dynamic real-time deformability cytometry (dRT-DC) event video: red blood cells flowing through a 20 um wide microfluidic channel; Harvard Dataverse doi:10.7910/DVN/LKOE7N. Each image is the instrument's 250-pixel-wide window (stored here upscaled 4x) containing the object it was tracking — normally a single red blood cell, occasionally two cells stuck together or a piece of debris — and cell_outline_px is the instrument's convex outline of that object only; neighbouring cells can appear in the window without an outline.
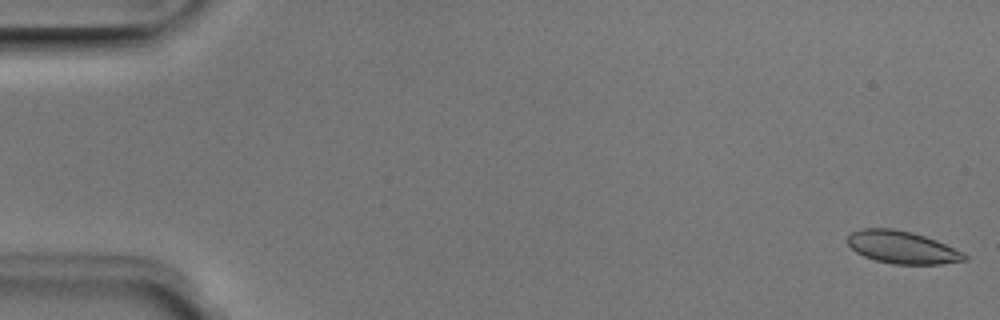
{"species": "Egyptian fruit bat (a non-hibernating species)", "species_latin": "Rousettus aegyptiacus", "temperature_condition": "room temperature", "stored_images_in_passage": 51, "camera_frame_rate_fps": 3000, "um_per_image_px": 0.085, "animal": {"sex": "male"}, "frame": {"image": 1, "passage_image": 1, "time_ms": 0.0, "image_size_px": [1000, 320], "cell_outline_px": [[968, 260], [940, 264], [892, 264], [876, 260], [864, 256], [856, 252], [848, 244], [848, 236], [852, 232], [864, 228], [892, 228], [912, 232], [936, 240], [964, 252], [968, 256]], "centroid_in_image_um": [76.71, 21.02], "position_along_channel_um": 8.3, "area_um2": 22.14}}
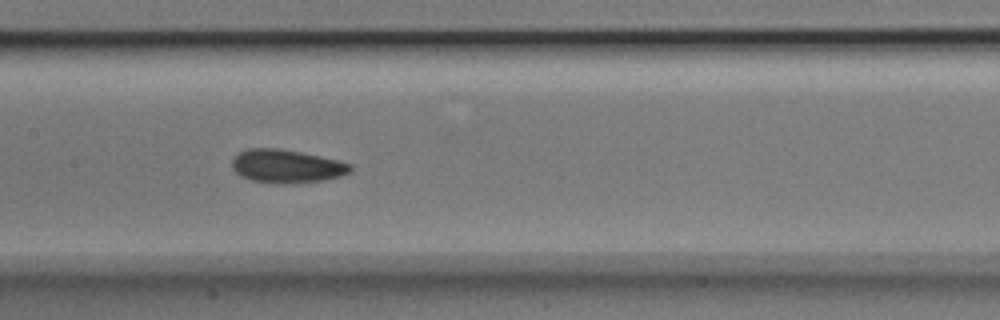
{"frame": {"image": 2, "passage_image": 25, "time_ms": 8.0, "image_size_px": [1000, 320], "cell_outline_px": [[352, 172], [340, 176], [320, 180], [284, 184], [280, 184], [252, 180], [240, 176], [232, 168], [232, 160], [240, 152], [248, 148], [280, 148], [340, 160], [352, 164]], "centroid_in_image_um": [24.37, 14.12], "position_along_channel_um": 183.0, "area_um2": 22.95}}
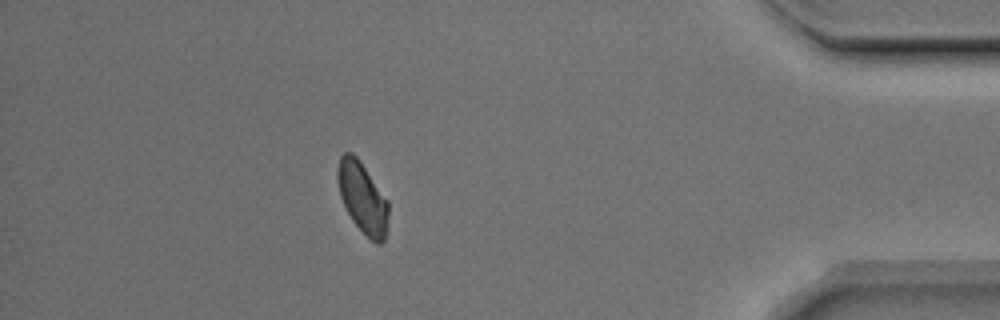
{"frame": {"image": 3, "passage_image": 45, "time_ms": 14.667, "image_size_px": [1000, 320], "cell_outline_px": [[388, 220], [384, 240], [380, 244], [376, 244], [352, 220], [340, 196], [336, 176], [336, 168], [340, 156], [344, 152], [352, 152], [360, 160], [388, 200]], "centroid_in_image_um": [30.8, 16.76], "position_along_channel_um": 404.4, "area_um2": 20.98}, "authors_computed_cell_mechanics": {"area_um2": 22.0218, "velocity_mm_per_s": 3.998, "shape_relaxation_time_tau1_ms": 2.0899, "shape_relaxation_time_tau2_ms": 2.1186, "deformation_change_tau1": 0.0757, "deformation_change_tau2": 0.0638}}